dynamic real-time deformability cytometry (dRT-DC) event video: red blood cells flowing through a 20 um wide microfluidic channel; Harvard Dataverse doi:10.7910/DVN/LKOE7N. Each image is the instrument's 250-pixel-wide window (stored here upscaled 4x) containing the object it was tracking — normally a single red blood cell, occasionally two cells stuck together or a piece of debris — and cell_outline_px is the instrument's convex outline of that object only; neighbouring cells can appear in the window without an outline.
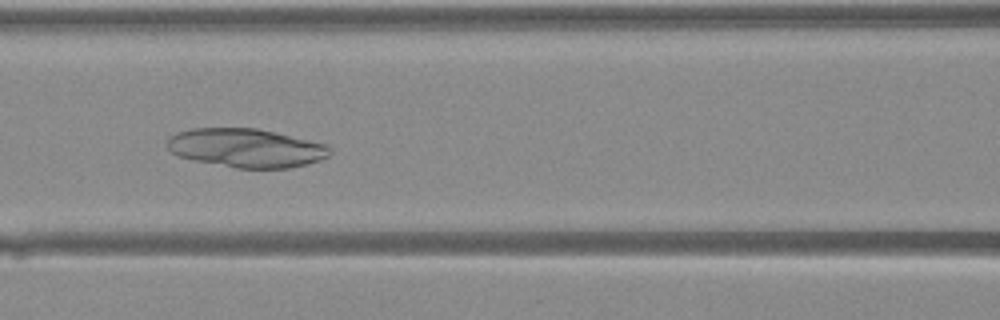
{"species": "Egyptian fruit bat (a non-hibernating species)", "species_latin": "Rousettus aegyptiacus", "temperature_condition": "warm", "stored_images_in_passage": 36, "camera_frame_rate_fps": 3000, "um_per_image_px": 0.085, "animal": {"sex": "female"}, "frame": {"image": 1, "passage_image": 13, "time_ms": 4.0, "image_size_px": [1000, 320], "cell_outline_px": [[332, 152], [328, 156], [320, 160], [288, 168], [236, 168], [192, 160], [180, 156], [172, 152], [168, 148], [168, 140], [176, 132], [192, 128], [256, 128], [328, 144], [332, 148]], "centroid_in_image_um": [20.94, 12.57], "position_along_channel_um": 145.7, "area_um2": 36.65}}
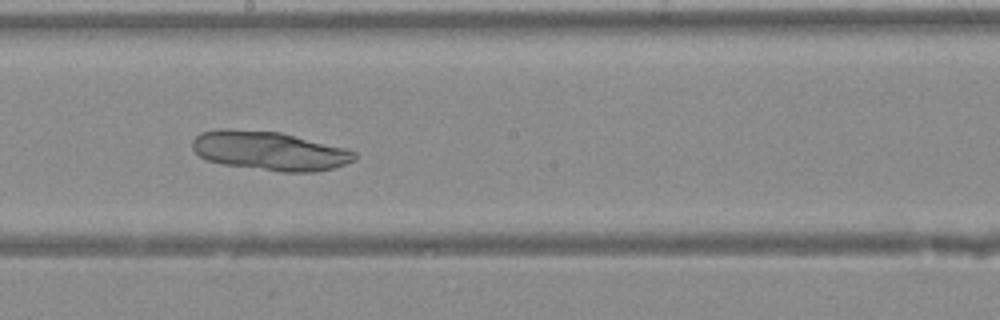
{"frame": {"image": 2, "passage_image": 18, "time_ms": 5.667, "image_size_px": [1000, 320], "cell_outline_px": [[356, 160], [332, 168], [316, 172], [280, 172], [224, 164], [208, 160], [200, 156], [192, 148], [192, 140], [200, 132], [216, 128], [228, 128], [280, 132], [344, 148], [356, 152]], "centroid_in_image_um": [22.87, 12.81], "position_along_channel_um": 225.3, "area_um2": 36.88}}
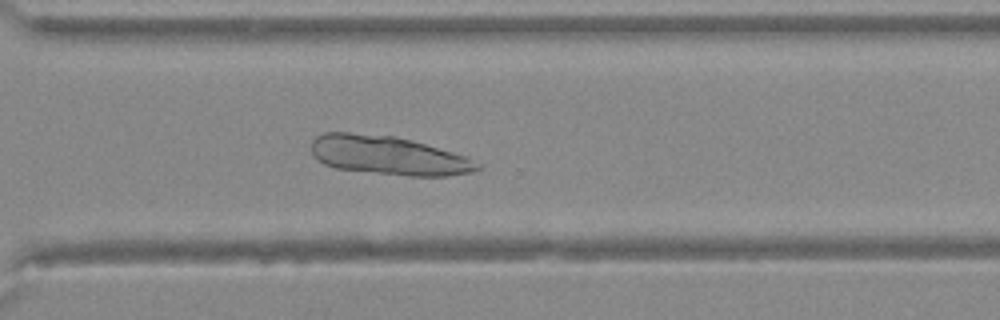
{"frame": {"image": 3, "passage_image": 25, "time_ms": 8.0, "image_size_px": [1000, 320], "cell_outline_px": [[484, 164], [480, 168], [472, 172], [448, 176], [408, 176], [336, 168], [324, 164], [312, 152], [312, 140], [316, 136], [324, 132], [348, 132], [392, 136], [424, 144], [452, 152], [464, 156]], "centroid_in_image_um": [33.02, 13.22], "position_along_channel_um": 337.6, "area_um2": 37.22}}